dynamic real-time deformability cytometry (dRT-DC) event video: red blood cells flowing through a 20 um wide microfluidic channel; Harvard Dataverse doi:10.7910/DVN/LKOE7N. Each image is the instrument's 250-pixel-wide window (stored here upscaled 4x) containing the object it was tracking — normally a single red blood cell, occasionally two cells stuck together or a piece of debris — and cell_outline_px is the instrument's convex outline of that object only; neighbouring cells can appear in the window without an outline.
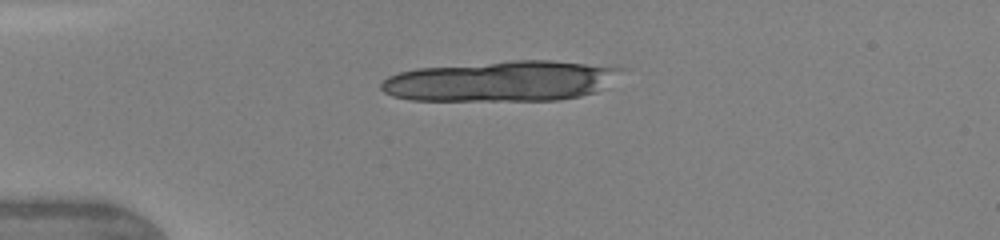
{"species": "human", "species_latin": "Homo sapiens", "temperature_condition": "warm", "stored_images_in_passage": 14, "camera_frame_rate_fps": 3000, "um_per_image_px": 0.085, "donor": {"sex": "female"}, "frame": {"image": 1, "passage_image": 1, "time_ms": 0.0, "image_size_px": [1000, 240], "cell_outline_px": [[628, 68], [596, 92], [580, 96], [560, 100], [412, 100], [392, 96], [384, 92], [380, 88], [380, 84], [388, 76], [400, 72], [416, 68], [512, 60], [552, 60]], "centroid_in_image_um": [42.59, 6.89], "position_along_channel_um": 42.4, "area_um2": 56.64}}